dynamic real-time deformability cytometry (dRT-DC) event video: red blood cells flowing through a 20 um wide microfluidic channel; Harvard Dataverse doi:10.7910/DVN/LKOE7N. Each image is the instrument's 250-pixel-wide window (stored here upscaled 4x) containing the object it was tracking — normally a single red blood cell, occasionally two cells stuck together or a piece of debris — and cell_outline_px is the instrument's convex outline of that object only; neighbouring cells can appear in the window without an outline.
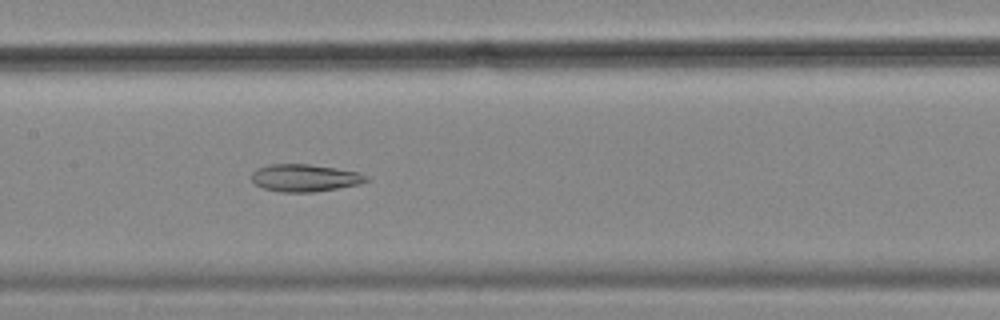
{"species": "common noctule bat (a hibernating species)", "species_latin": "Nyctalus noctula", "temperature_condition": "cold", "stored_images_in_passage": 56, "camera_frame_rate_fps": 3000, "um_per_image_px": 0.085, "animal": {"sex": "female", "body_mass_g": 18.4}, "frame": {"image": 1, "passage_image": 27, "time_ms": 8.667, "image_size_px": [1000, 320], "cell_outline_px": [[368, 180], [360, 184], [312, 192], [280, 192], [264, 188], [256, 184], [252, 180], [252, 172], [256, 168], [268, 164], [308, 164], [336, 168], [356, 172], [368, 176]], "centroid_in_image_um": [25.88, 15.11], "position_along_channel_um": 181.5, "area_um2": 18.15}}
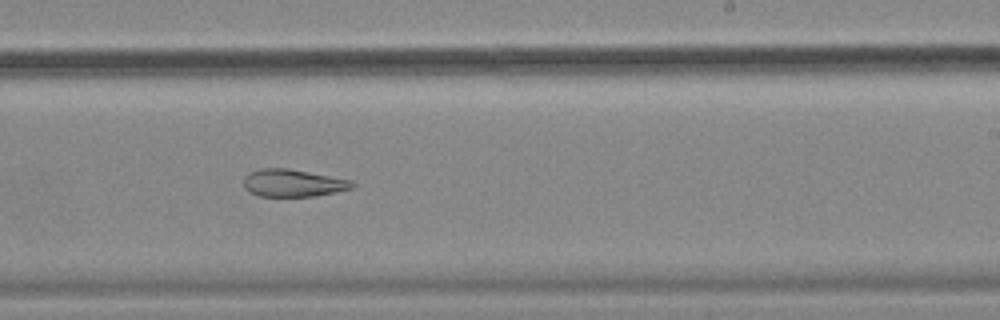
{"frame": {"image": 2, "passage_image": 34, "time_ms": 11.0, "image_size_px": [1000, 320], "cell_outline_px": [[356, 184], [352, 188], [316, 196], [260, 196], [244, 188], [244, 176], [248, 172], [260, 168], [288, 168], [352, 180]], "centroid_in_image_um": [24.9, 15.54], "position_along_channel_um": 264.1, "area_um2": 17.34}}
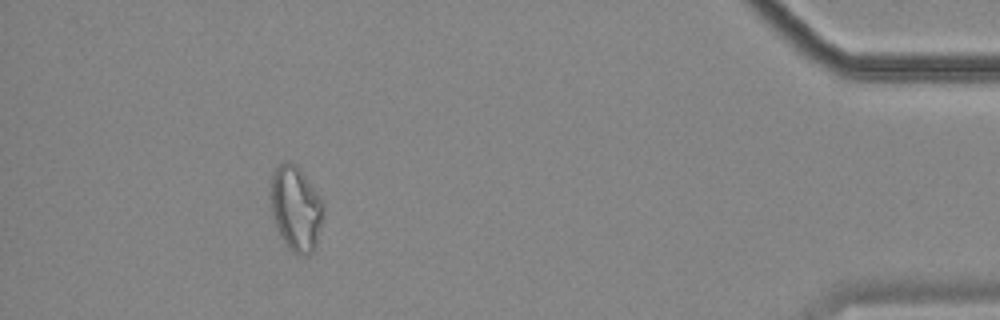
{"frame": {"image": 3, "passage_image": 51, "time_ms": 16.667, "image_size_px": [1000, 320], "cell_outline_px": [[324, 216], [316, 248], [308, 256], [292, 252], [288, 248], [280, 236], [272, 212], [268, 196], [268, 192], [272, 168], [284, 160], [288, 160], [296, 164], [300, 168], [324, 200]], "centroid_in_image_um": [25.14, 17.66], "position_along_channel_um": 410.1, "area_um2": 27.28}, "authors_computed_cell_mechanics": {"area_um2": 24.2182, "velocity_mm_per_s": 3.5593, "shape_relaxation_time_tau1_ms": null, "shape_relaxation_time_tau2_ms": 6.3623, "deformation_change_tau1": null, "deformation_change_tau2": 0.1463}}